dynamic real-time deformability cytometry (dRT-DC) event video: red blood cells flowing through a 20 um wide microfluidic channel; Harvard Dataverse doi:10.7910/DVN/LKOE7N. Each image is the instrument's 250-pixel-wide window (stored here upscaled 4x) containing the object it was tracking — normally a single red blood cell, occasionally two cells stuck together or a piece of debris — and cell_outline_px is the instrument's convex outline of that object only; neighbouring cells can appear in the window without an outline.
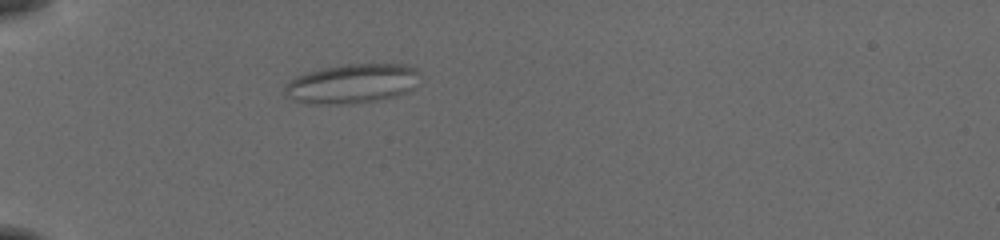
{"species": "common noctule bat (a hibernating species)", "species_latin": "Nyctalus noctula", "temperature_condition": "cold", "stored_images_in_passage": 38, "camera_frame_rate_fps": 3000, "um_per_image_px": 0.085, "animal": {"sex": "female", "body_mass_g": 19.5, "forearm_length_mm": 54.1}, "frame": {"image": 1, "passage_image": 1, "time_ms": 0.0, "image_size_px": [1000, 240], "cell_outline_px": [[416, 72], [412, 88], [408, 92], [396, 96], [376, 100], [352, 104], [312, 104], [292, 100], [284, 96], [284, 88], [296, 76], [320, 68], [344, 64], [404, 64], [416, 68]], "centroid_in_image_um": [29.85, 7.12], "position_along_channel_um": 55.1, "area_um2": 30.87}}
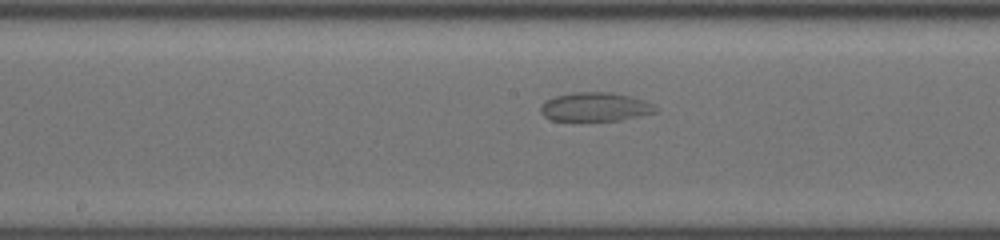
{"frame": {"image": 2, "passage_image": 14, "time_ms": 4.333, "image_size_px": [1000, 240], "cell_outline_px": [[656, 112], [620, 120], [552, 120], [544, 116], [540, 112], [540, 108], [544, 100], [556, 96], [572, 92], [612, 92], [632, 96], [644, 100], [652, 104], [656, 108]], "centroid_in_image_um": [50.57, 9.07], "position_along_channel_um": 197.6, "area_um2": 19.25}}
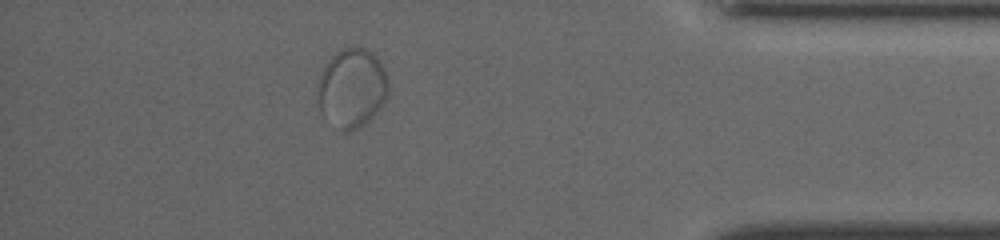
{"frame": {"image": 3, "passage_image": 33, "time_ms": 10.667, "image_size_px": [1000, 240], "cell_outline_px": [[388, 92], [380, 108], [364, 124], [348, 132], [344, 132], [320, 112], [316, 96], [316, 84], [324, 68], [332, 56], [340, 48], [364, 48], [372, 52], [380, 60], [388, 80]], "centroid_in_image_um": [29.89, 7.47], "position_along_channel_um": 405.3, "area_um2": 32.48}}